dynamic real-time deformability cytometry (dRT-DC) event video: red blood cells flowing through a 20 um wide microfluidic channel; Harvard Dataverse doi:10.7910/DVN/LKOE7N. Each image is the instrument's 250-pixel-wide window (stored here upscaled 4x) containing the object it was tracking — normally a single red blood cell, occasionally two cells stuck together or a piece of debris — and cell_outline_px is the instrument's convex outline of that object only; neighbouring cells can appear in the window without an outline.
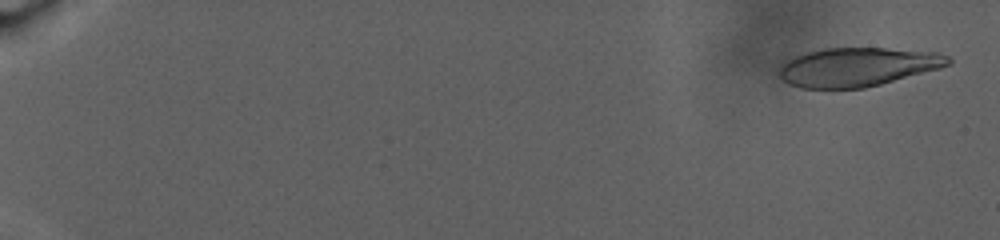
{"species": "human", "species_latin": "Homo sapiens", "temperature_condition": "warm", "stored_images_in_passage": 90, "camera_frame_rate_fps": 3000, "um_per_image_px": 0.085, "donor": {"sex": "male"}, "frame": {"image": 1, "passage_image": 3, "time_ms": 0.667, "image_size_px": [1000, 240], "cell_outline_px": [[952, 64], [940, 68], [880, 84], [864, 88], [800, 88], [788, 84], [780, 76], [780, 68], [788, 60], [804, 52], [824, 48], [884, 48], [936, 52], [948, 56], [952, 60]], "centroid_in_image_um": [72.91, 5.69], "position_along_channel_um": 12.1, "area_um2": 38.03}}
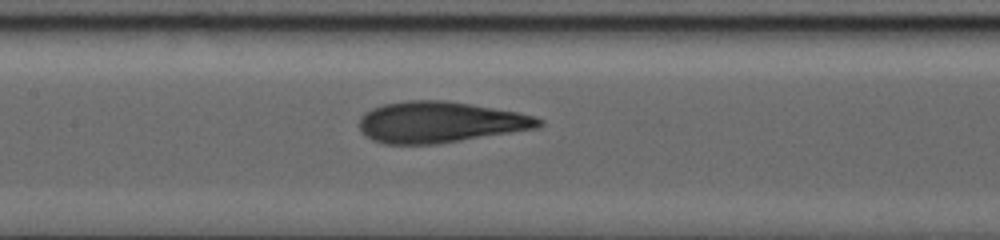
{"frame": {"image": 2, "passage_image": 49, "time_ms": 16.0, "image_size_px": [1000, 240], "cell_outline_px": [[544, 124], [536, 128], [436, 144], [384, 144], [372, 140], [360, 128], [360, 116], [364, 112], [372, 108], [384, 104], [404, 100], [444, 100], [472, 104], [520, 112], [536, 116], [544, 120]], "centroid_in_image_um": [37.42, 10.37], "position_along_channel_um": 170.0, "area_um2": 43.0}}
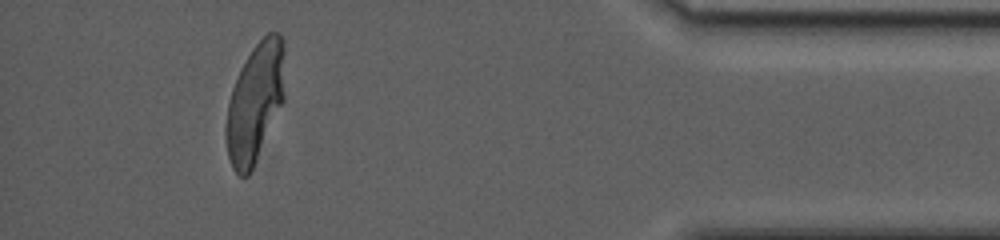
{"frame": {"image": 3, "passage_image": 84, "time_ms": 27.667, "image_size_px": [1000, 240], "cell_outline_px": [[284, 100], [252, 168], [248, 176], [240, 176], [232, 168], [228, 156], [224, 132], [228, 104], [232, 88], [252, 48], [268, 32], [280, 32], [284, 40]], "centroid_in_image_um": [21.68, 8.7], "position_along_channel_um": 413.5, "area_um2": 40.46}, "authors_computed_cell_mechanics": {"area_um2": 41.4715, "velocity_mm_per_s": 2.4316, "shape_relaxation_time_tau1_ms": 9.3033, "shape_relaxation_time_tau2_ms": 1.4175, "deformation_change_tau1": 0.2785, "deformation_change_tau2": 0.0832}}